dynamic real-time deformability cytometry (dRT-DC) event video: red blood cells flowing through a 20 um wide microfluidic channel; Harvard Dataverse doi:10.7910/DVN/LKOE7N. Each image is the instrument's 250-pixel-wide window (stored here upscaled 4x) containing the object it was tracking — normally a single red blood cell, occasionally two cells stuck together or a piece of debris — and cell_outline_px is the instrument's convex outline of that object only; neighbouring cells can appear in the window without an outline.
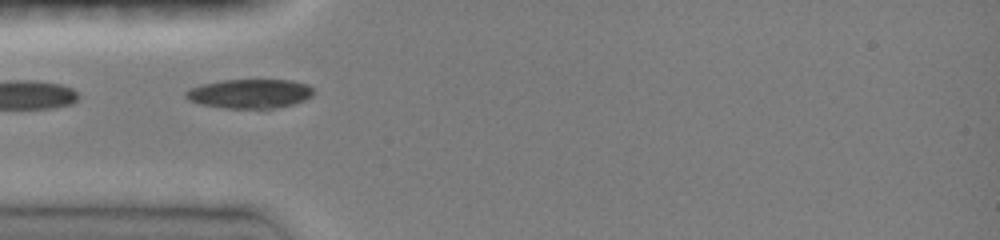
{"species": "common noctule bat (a hibernating species)", "species_latin": "Nyctalus noctula", "temperature_condition": "room temperature", "stored_images_in_passage": 13, "camera_frame_rate_fps": 3000, "um_per_image_px": 0.085, "animal": {"sex": "female", "body_mass_g": 19.0, "forearm_length_mm": 51.5}, "frame": {"image": 1, "passage_image": 1, "time_ms": 0.0, "image_size_px": [1000, 240], "cell_outline_px": [[312, 96], [304, 100], [292, 104], [272, 108], [224, 108], [200, 104], [188, 100], [184, 96], [184, 92], [200, 84], [224, 80], [292, 80], [308, 84], [312, 88]], "centroid_in_image_um": [21.2, 7.95], "position_along_channel_um": 63.8, "area_um2": 21.68}}